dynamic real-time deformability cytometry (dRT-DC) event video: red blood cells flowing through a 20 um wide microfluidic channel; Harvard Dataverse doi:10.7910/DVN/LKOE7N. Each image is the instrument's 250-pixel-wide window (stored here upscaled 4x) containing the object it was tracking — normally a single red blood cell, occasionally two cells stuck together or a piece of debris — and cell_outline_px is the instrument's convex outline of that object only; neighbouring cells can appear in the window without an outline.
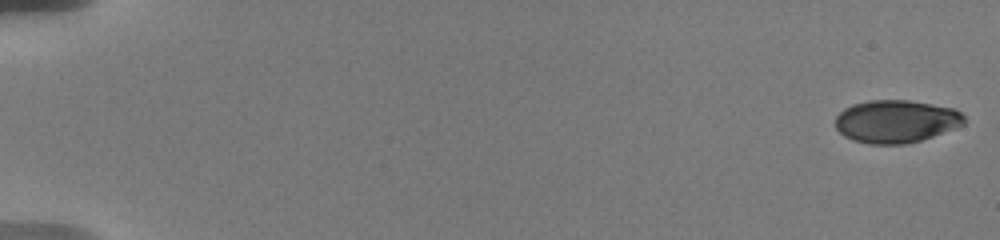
{"species": "human", "species_latin": "Homo sapiens", "temperature_condition": "warm", "stored_images_in_passage": 36, "camera_frame_rate_fps": 3000, "um_per_image_px": 0.085, "donor": {"sex": "male"}, "frame": {"image": 1, "passage_image": 1, "time_ms": 0.0, "image_size_px": [1000, 240], "cell_outline_px": [[964, 124], [956, 128], [920, 140], [904, 144], [868, 144], [852, 140], [844, 136], [836, 128], [836, 116], [844, 108], [852, 104], [868, 100], [908, 100], [956, 108], [964, 116]], "centroid_in_image_um": [76.15, 10.31], "position_along_channel_um": 8.8, "area_um2": 32.19}}